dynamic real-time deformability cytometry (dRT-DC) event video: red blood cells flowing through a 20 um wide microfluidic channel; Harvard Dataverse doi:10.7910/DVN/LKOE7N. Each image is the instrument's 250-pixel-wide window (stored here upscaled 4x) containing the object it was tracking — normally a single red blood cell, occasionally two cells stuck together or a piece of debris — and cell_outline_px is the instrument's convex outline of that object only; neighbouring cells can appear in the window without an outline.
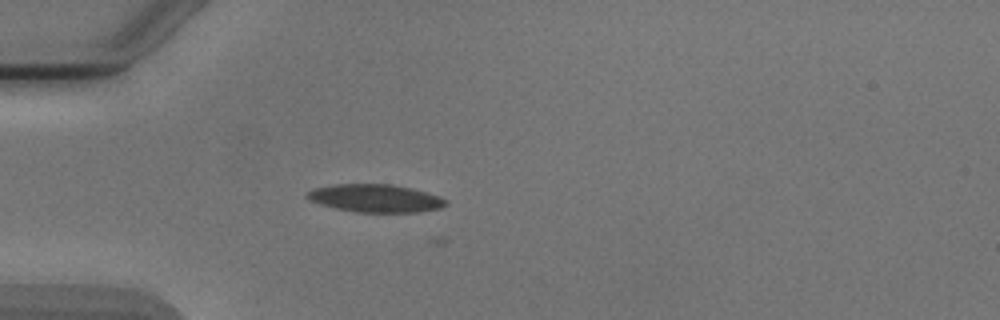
{"species": "Egyptian fruit bat (a non-hibernating species)", "species_latin": "Rousettus aegyptiacus", "temperature_condition": "cold", "stored_images_in_passage": 3, "camera_frame_rate_fps": 3000, "um_per_image_px": 0.085, "animal": {"sex": "male"}, "frame": {"image": 1, "passage_image": 3, "time_ms": 2.333, "image_size_px": [1000, 320], "cell_outline_px": [[448, 204], [440, 208], [420, 212], [356, 212], [336, 208], [320, 204], [308, 200], [304, 196], [308, 192], [316, 188], [336, 184], [392, 184], [440, 196], [448, 200]], "centroid_in_image_um": [31.92, 16.86], "position_along_channel_um": 53.1, "area_um2": 22.43}}